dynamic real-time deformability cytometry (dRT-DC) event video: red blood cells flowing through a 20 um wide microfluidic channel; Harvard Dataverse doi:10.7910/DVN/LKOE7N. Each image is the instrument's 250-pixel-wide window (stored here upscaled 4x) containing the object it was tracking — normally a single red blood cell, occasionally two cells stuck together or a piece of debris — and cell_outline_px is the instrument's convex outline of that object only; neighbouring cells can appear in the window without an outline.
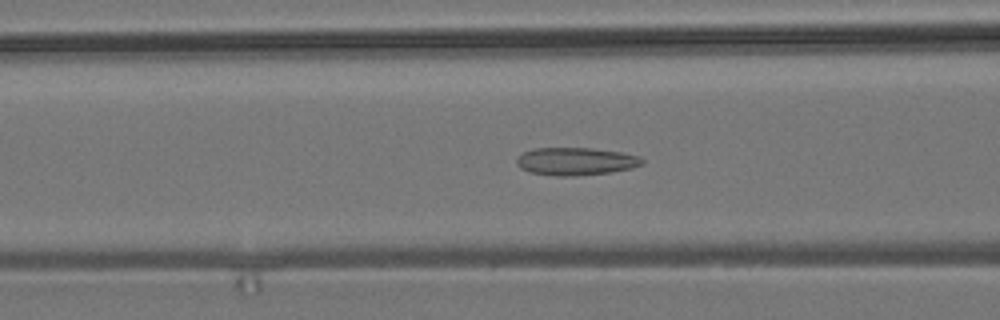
{"species": "common noctule bat (a hibernating species)", "species_latin": "Nyctalus noctula", "temperature_condition": "room temperature", "stored_images_in_passage": 54, "camera_frame_rate_fps": 3000, "um_per_image_px": 0.085, "animal": {"sex": "male", "body_mass_g": 19.2, "forearm_length_mm": 51.8}, "frame": {"image": 1, "passage_image": 21, "time_ms": 6.667, "image_size_px": [1000, 320], "cell_outline_px": [[644, 164], [632, 168], [612, 172], [576, 176], [556, 176], [532, 172], [520, 168], [516, 164], [516, 160], [524, 152], [536, 148], [592, 148], [620, 152], [640, 156], [644, 160]], "centroid_in_image_um": [48.98, 13.72], "position_along_channel_um": 117.6, "area_um2": 20.29}}
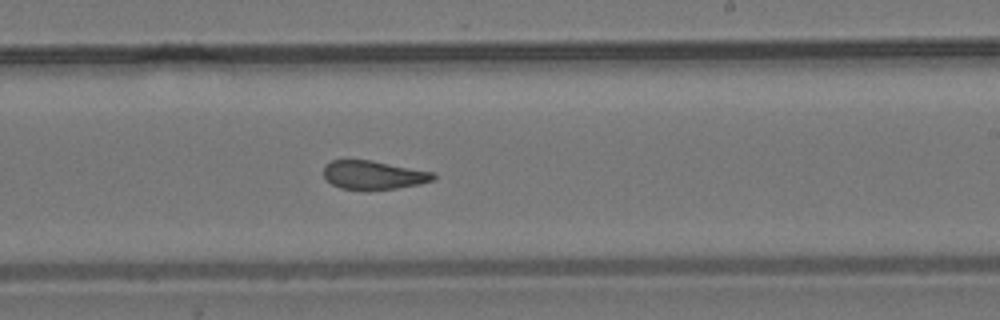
{"frame": {"image": 2, "passage_image": 32, "time_ms": 10.333, "image_size_px": [1000, 320], "cell_outline_px": [[436, 176], [432, 180], [420, 184], [396, 188], [368, 192], [364, 192], [340, 188], [332, 184], [324, 176], [324, 164], [332, 160], [372, 160], [436, 172]], "centroid_in_image_um": [31.75, 14.9], "position_along_channel_um": 257.3, "area_um2": 18.9}}
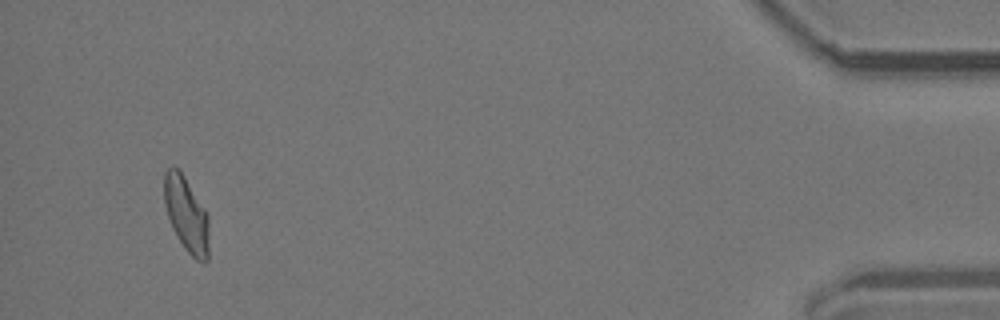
{"frame": {"image": 3, "passage_image": 51, "time_ms": 16.667, "image_size_px": [1000, 320], "cell_outline_px": [[208, 260], [204, 264], [196, 260], [184, 248], [176, 236], [172, 228], [168, 216], [164, 200], [164, 172], [168, 168], [180, 168], [208, 212]], "centroid_in_image_um": [15.86, 18.21], "position_along_channel_um": 419.3, "area_um2": 19.94}, "authors_computed_cell_mechanics": {"area_um2": 19.7965, "velocity_mm_per_s": 3.8087, "shape_relaxation_time_tau1_ms": null, "shape_relaxation_time_tau2_ms": 1.8737, "deformation_change_tau1": null, "deformation_change_tau2": 0.0905}}